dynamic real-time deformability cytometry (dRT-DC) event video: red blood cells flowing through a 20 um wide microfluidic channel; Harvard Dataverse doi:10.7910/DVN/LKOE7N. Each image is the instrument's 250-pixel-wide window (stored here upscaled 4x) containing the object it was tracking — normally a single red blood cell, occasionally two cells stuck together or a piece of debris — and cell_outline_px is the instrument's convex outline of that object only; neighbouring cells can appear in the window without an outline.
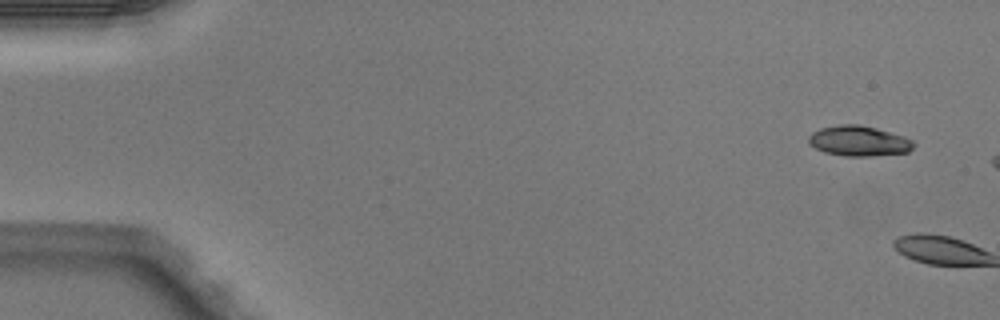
{"species": "Egyptian fruit bat (a non-hibernating species)", "species_latin": "Rousettus aegyptiacus", "temperature_condition": "warm", "stored_images_in_passage": 7, "camera_frame_rate_fps": 3000, "um_per_image_px": 0.085, "animal": {"sex": "male"}, "frame": {"image": 1, "passage_image": 1, "time_ms": 0.0, "image_size_px": [1000, 320], "cell_outline_px": [[916, 144], [908, 152], [868, 156], [848, 156], [824, 152], [808, 144], [808, 136], [812, 132], [820, 128], [840, 124], [860, 124], [876, 128], [904, 136], [912, 140]], "centroid_in_image_um": [72.98, 11.97], "position_along_channel_um": 12.0, "area_um2": 18.55}}
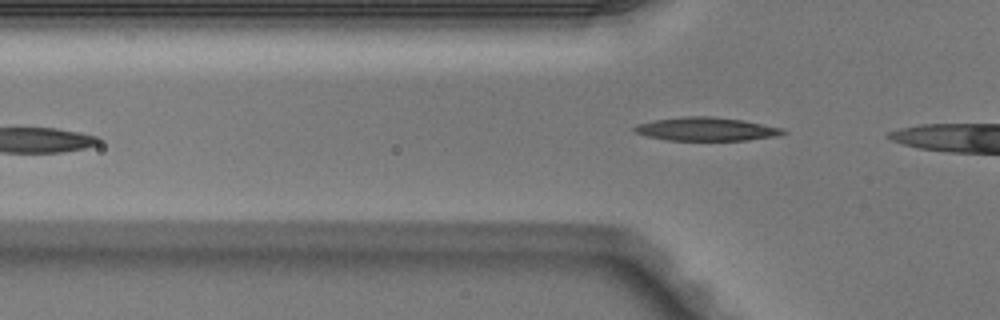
{"frame": {"image": 2, "passage_image": 7, "time_ms": 2.0, "image_size_px": [1000, 320], "cell_outline_px": [[788, 132], [776, 136], [744, 140], [668, 140], [648, 136], [636, 132], [632, 128], [636, 124], [656, 120], [684, 116], [712, 116], [740, 120], [780, 128]], "centroid_in_image_um": [59.99, 10.97], "position_along_channel_um": 65.8, "area_um2": 19.88}}